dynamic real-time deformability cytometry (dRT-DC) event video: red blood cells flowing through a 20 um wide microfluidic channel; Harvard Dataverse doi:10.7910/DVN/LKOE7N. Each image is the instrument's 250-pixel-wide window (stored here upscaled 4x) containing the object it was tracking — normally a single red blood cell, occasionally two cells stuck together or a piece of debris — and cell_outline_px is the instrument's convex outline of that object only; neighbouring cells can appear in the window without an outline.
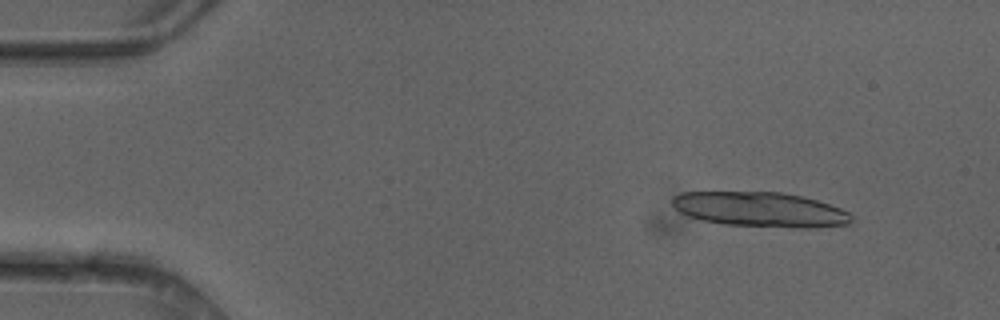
{"species": "common noctule bat (a hibernating species)", "species_latin": "Nyctalus noctula", "temperature_condition": "cold", "stored_images_in_passage": 6, "camera_frame_rate_fps": 3000, "um_per_image_px": 0.085, "animal": {"sex": "female"}, "frame": {"image": 1, "passage_image": 2, "time_ms": 0.333, "image_size_px": [1000, 320], "cell_outline_px": [[852, 220], [848, 224], [816, 228], [796, 228], [724, 224], [704, 220], [688, 216], [680, 212], [672, 204], [672, 196], [680, 192], [780, 192], [800, 196], [816, 200], [840, 208], [848, 212], [852, 216]], "centroid_in_image_um": [64.62, 17.81], "position_along_channel_um": 20.4, "area_um2": 36.3}}
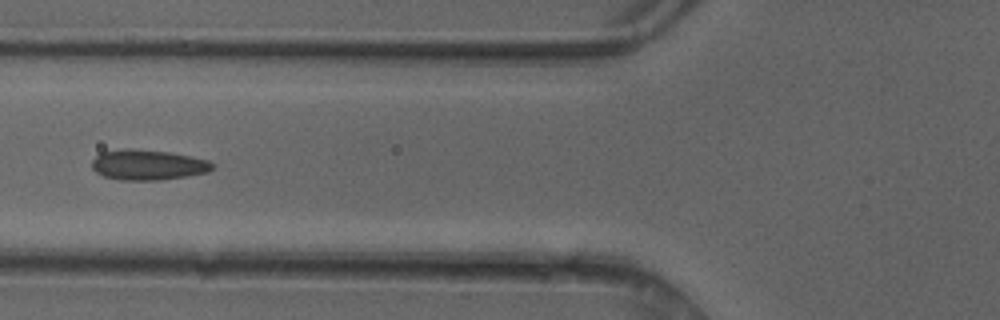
{"frame": {"image": 2, "passage_image": 5, "time_ms": 1.333, "image_size_px": [1000, 320], "cell_outline_px": [[212, 168], [208, 172], [160, 180], [120, 180], [104, 176], [96, 172], [92, 168], [92, 160], [100, 152], [132, 148], [168, 152], [208, 160], [212, 164]], "centroid_in_image_um": [12.52, 14.01], "position_along_channel_um": 113.3, "area_um2": 21.04}}
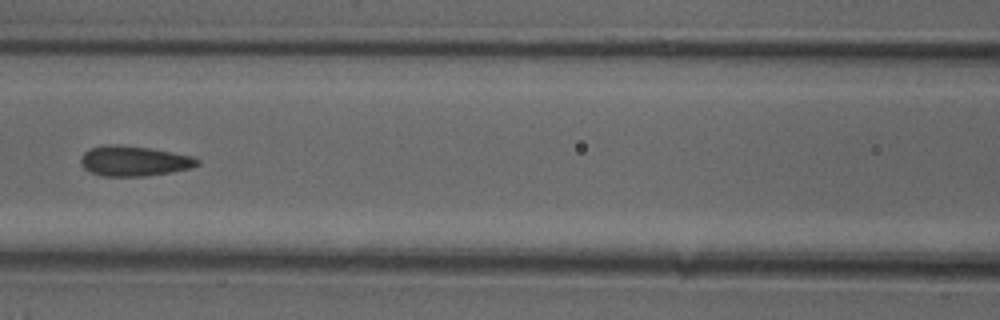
{"frame": {"image": 3, "passage_image": 6, "time_ms": 1.667, "image_size_px": [1000, 320], "cell_outline_px": [[200, 164], [192, 168], [172, 172], [144, 176], [104, 176], [92, 172], [84, 168], [80, 164], [80, 156], [88, 148], [104, 144], [116, 144], [152, 148], [196, 156], [200, 160]], "centroid_in_image_um": [11.42, 13.67], "position_along_channel_um": 155.2, "area_um2": 20.92}}